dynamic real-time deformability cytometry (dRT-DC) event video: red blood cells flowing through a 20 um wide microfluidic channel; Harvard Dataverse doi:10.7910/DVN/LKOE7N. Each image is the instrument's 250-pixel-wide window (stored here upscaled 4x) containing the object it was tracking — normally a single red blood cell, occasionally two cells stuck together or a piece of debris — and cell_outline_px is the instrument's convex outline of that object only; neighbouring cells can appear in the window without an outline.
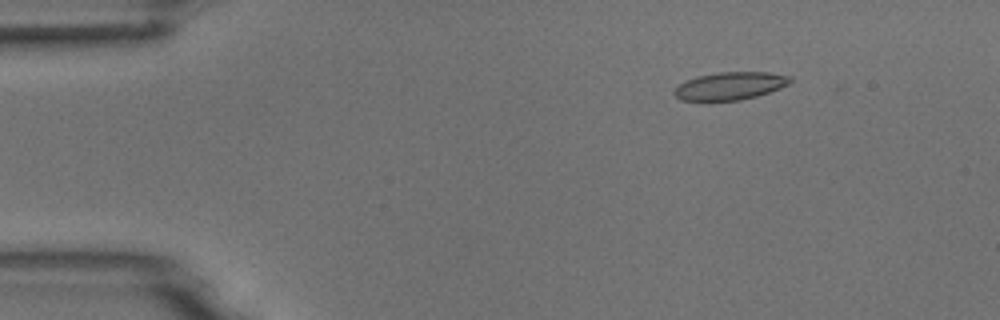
{"species": "common noctule bat (a hibernating species)", "species_latin": "Nyctalus noctula", "temperature_condition": "room temperature", "stored_images_in_passage": 5, "camera_frame_rate_fps": 3000, "um_per_image_px": 0.085, "animal": {"sex": "male", "body_mass_g": 18.8}, "frame": {"image": 1, "passage_image": 2, "time_ms": 1.333, "image_size_px": [1000, 320], "cell_outline_px": [[792, 80], [788, 84], [780, 88], [756, 96], [740, 100], [680, 100], [672, 92], [684, 80], [696, 76], [720, 72], [768, 72], [792, 76]], "centroid_in_image_um": [62.06, 7.29], "position_along_channel_um": 22.9, "area_um2": 18.67}}